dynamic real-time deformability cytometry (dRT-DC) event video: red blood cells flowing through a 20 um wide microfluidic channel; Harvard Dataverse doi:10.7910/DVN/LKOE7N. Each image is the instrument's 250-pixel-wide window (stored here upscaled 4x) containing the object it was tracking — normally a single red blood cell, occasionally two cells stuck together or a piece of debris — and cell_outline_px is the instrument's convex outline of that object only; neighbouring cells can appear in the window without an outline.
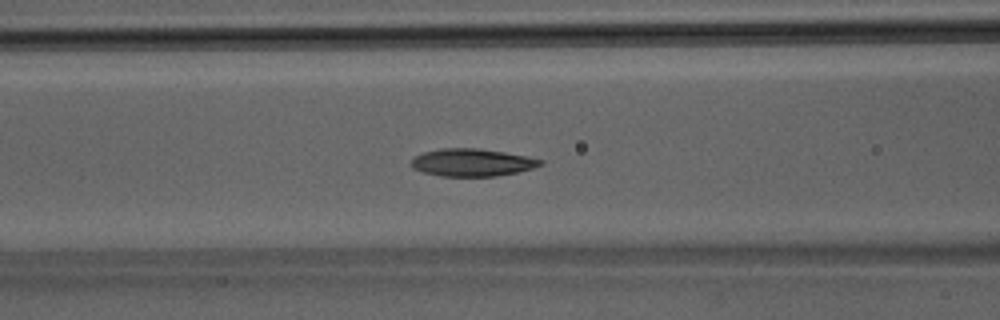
{"species": "Egyptian fruit bat (a non-hibernating species)", "species_latin": "Rousettus aegyptiacus", "temperature_condition": "room temperature", "stored_images_in_passage": 39, "camera_frame_rate_fps": 3000, "um_per_image_px": 0.085, "animal": {"sex": "male"}, "frame": {"image": 1, "passage_image": 16, "time_ms": 5.0, "image_size_px": [1000, 320], "cell_outline_px": [[544, 164], [520, 172], [496, 176], [440, 176], [420, 172], [412, 168], [412, 156], [424, 152], [440, 148], [480, 148], [504, 152], [544, 160]], "centroid_in_image_um": [40.1, 13.81], "position_along_channel_um": 126.5, "area_um2": 20.92}}
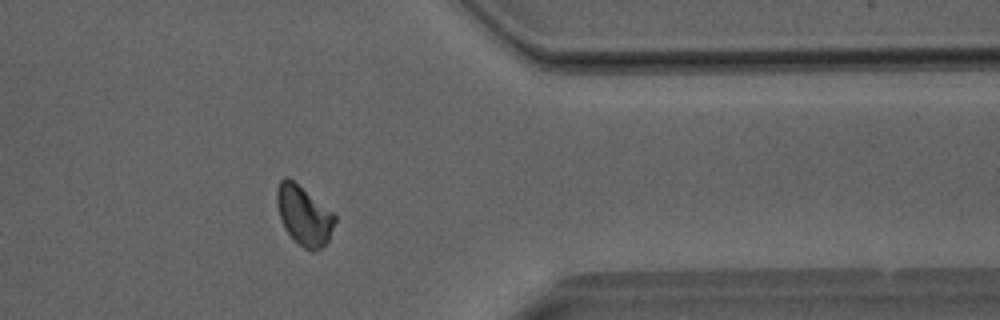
{"frame": {"image": 2, "passage_image": 32, "time_ms": 10.333, "image_size_px": [1000, 320], "cell_outline_px": [[336, 220], [328, 240], [320, 248], [312, 252], [304, 248], [284, 228], [276, 204], [276, 188], [280, 180], [284, 176], [288, 176], [332, 212], [336, 216]], "centroid_in_image_um": [25.81, 18.28], "position_along_channel_um": 385.6, "area_um2": 19.77}}
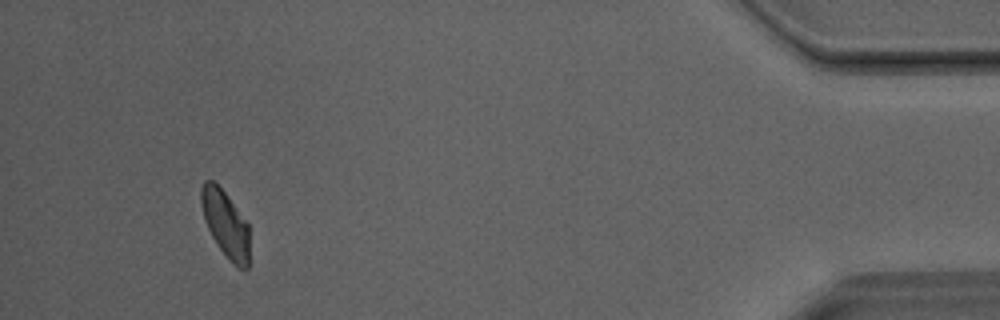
{"frame": {"image": 3, "passage_image": 37, "time_ms": 12.0, "image_size_px": [1000, 320], "cell_outline_px": [[248, 268], [244, 272], [236, 268], [228, 260], [216, 244], [204, 220], [200, 204], [200, 188], [204, 180], [212, 180], [224, 192], [248, 224]], "centroid_in_image_um": [19.14, 19.08], "position_along_channel_um": 416.1, "area_um2": 18.84}}